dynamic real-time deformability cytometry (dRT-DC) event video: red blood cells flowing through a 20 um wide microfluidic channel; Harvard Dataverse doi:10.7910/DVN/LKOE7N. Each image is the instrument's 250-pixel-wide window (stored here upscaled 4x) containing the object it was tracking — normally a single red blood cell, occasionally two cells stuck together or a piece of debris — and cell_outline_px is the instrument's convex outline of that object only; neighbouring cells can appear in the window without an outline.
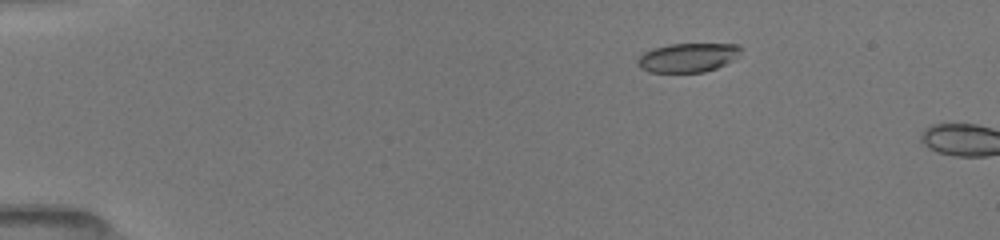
{"species": "common noctule bat (a hibernating species)", "species_latin": "Nyctalus noctula", "temperature_condition": "room temperature", "stored_images_in_passage": 13, "camera_frame_rate_fps": 3000, "um_per_image_px": 0.085, "animal": {"sex": "female", "body_mass_g": 19.5, "forearm_length_mm": 54.1}, "frame": {"image": 1, "passage_image": 10, "time_ms": 3.0, "image_size_px": [1000, 240], "cell_outline_px": [[740, 48], [724, 64], [716, 68], [704, 72], [648, 72], [640, 68], [640, 56], [644, 52], [652, 48], [672, 44], [736, 44]], "centroid_in_image_um": [58.38, 4.9], "position_along_channel_um": 26.6, "area_um2": 16.76}}